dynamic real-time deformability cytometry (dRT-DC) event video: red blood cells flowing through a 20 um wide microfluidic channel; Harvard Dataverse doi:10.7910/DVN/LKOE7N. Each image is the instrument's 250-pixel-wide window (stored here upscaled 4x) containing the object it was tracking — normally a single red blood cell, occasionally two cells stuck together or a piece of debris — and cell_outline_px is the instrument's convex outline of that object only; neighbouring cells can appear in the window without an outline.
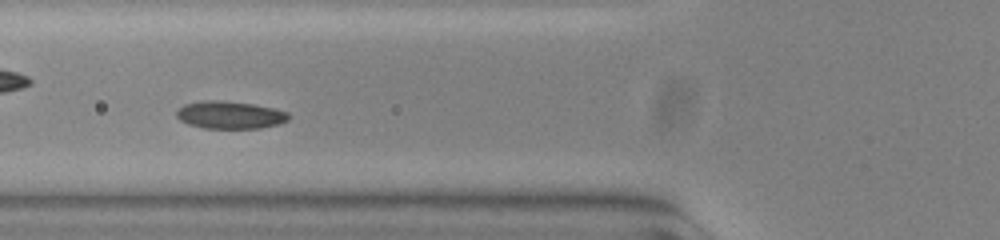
{"species": "common noctule bat (a hibernating species)", "species_latin": "Nyctalus noctula", "temperature_condition": "warm", "stored_images_in_passage": 49, "camera_frame_rate_fps": 3000, "um_per_image_px": 0.085, "animal": {"sex": "female", "body_mass_g": 23.0, "forearm_length_mm": 53.4}, "frame": {"image": 1, "passage_image": 15, "time_ms": 4.667, "image_size_px": [1000, 240], "cell_outline_px": [[288, 120], [280, 124], [260, 128], [204, 128], [188, 124], [180, 120], [176, 116], [176, 112], [184, 104], [204, 100], [216, 100], [252, 104], [272, 108], [288, 112]], "centroid_in_image_um": [19.53, 9.77], "position_along_channel_um": 106.3, "area_um2": 17.86}}
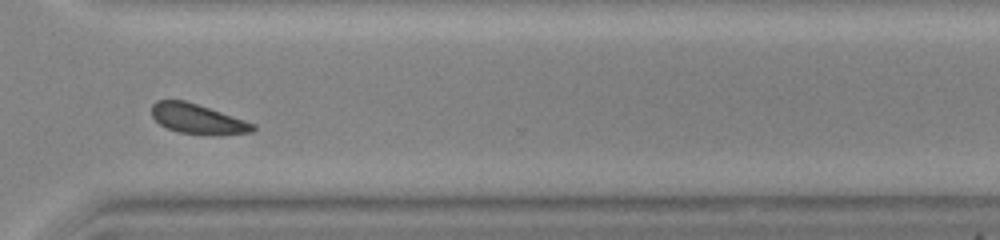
{"frame": {"image": 2, "passage_image": 35, "time_ms": 11.333, "image_size_px": [1000, 240], "cell_outline_px": [[256, 128], [252, 132], [220, 136], [208, 136], [180, 132], [168, 128], [160, 124], [152, 116], [152, 104], [156, 100], [184, 100], [256, 124]], "centroid_in_image_um": [16.82, 10.14], "position_along_channel_um": 353.8, "area_um2": 17.69}}
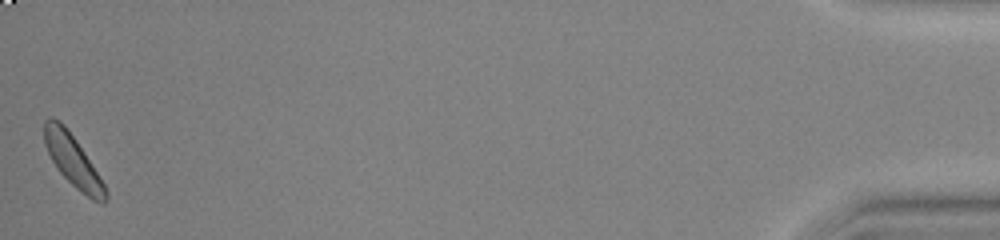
{"frame": {"image": 3, "passage_image": 49, "time_ms": 16.0, "image_size_px": [1000, 240], "cell_outline_px": [[108, 196], [104, 204], [100, 204], [92, 200], [76, 188], [56, 168], [44, 144], [44, 120], [48, 116], [52, 116], [60, 120], [64, 124], [76, 140], [84, 152], [104, 184], [108, 192]], "centroid_in_image_um": [6.18, 13.65], "position_along_channel_um": 429.0, "area_um2": 18.32}, "authors_computed_cell_mechanics": {"area_um2": 17.7446, "velocity_mm_per_s": 3.716, "shape_relaxation_time_tau1_ms": 4.205, "shape_relaxation_time_tau2_ms": null, "deformation_change_tau1": 0.0933, "deformation_change_tau2": null}}